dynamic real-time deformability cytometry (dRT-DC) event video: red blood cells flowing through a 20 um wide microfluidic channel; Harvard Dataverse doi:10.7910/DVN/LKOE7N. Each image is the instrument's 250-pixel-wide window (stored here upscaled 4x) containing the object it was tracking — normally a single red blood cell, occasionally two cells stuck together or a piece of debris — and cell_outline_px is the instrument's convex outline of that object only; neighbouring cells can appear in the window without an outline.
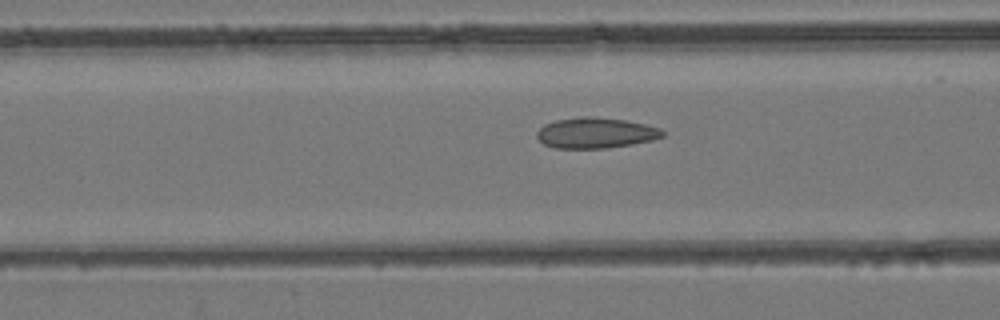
{"species": "common noctule bat (a hibernating species)", "species_latin": "Nyctalus noctula", "temperature_condition": "room temperature", "stored_images_in_passage": 40, "camera_frame_rate_fps": 3000, "um_per_image_px": 0.085, "animal": {"sex": "female", "body_mass_g": 24.6, "forearm_length_mm": 56.2}, "frame": {"image": 1, "passage_image": 11, "time_ms": 3.333, "image_size_px": [1000, 320], "cell_outline_px": [[664, 136], [652, 140], [632, 144], [604, 148], [556, 148], [544, 144], [536, 136], [536, 132], [544, 124], [556, 120], [580, 116], [596, 116], [624, 120], [644, 124], [660, 128], [664, 132]], "centroid_in_image_um": [50.62, 11.29], "position_along_channel_um": 116.0, "area_um2": 22.43}}
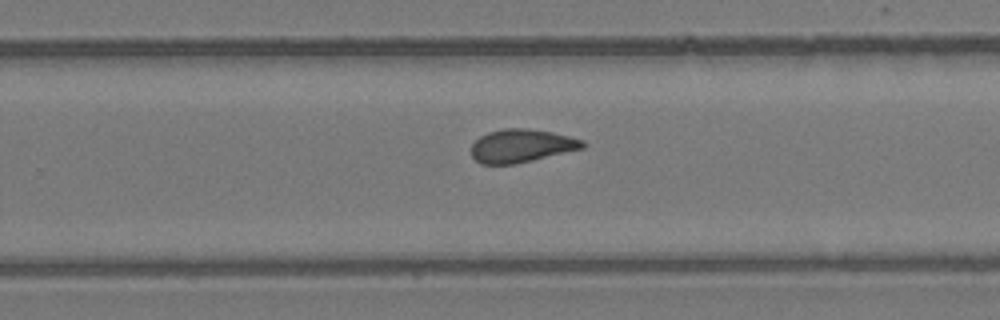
{"frame": {"image": 2, "passage_image": 23, "time_ms": 7.333, "image_size_px": [1000, 320], "cell_outline_px": [[588, 144], [584, 148], [516, 164], [480, 164], [472, 156], [472, 144], [480, 136], [488, 132], [504, 128], [528, 128], [552, 132], [584, 140]], "centroid_in_image_um": [44.34, 12.39], "position_along_channel_um": 285.5, "area_um2": 21.62}}
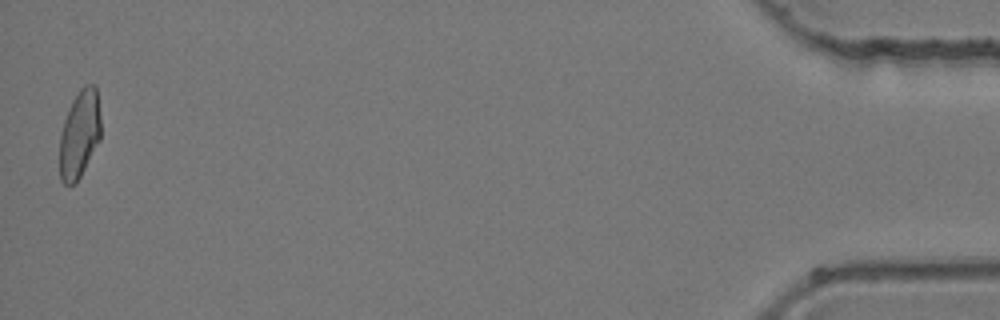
{"frame": {"image": 3, "passage_image": 40, "time_ms": 13.0, "image_size_px": [1000, 320], "cell_outline_px": [[100, 140], [76, 184], [64, 184], [60, 180], [60, 136], [64, 120], [72, 100], [80, 88], [84, 84], [96, 84], [100, 116]], "centroid_in_image_um": [6.76, 11.39], "position_along_channel_um": 428.4, "area_um2": 21.15}}